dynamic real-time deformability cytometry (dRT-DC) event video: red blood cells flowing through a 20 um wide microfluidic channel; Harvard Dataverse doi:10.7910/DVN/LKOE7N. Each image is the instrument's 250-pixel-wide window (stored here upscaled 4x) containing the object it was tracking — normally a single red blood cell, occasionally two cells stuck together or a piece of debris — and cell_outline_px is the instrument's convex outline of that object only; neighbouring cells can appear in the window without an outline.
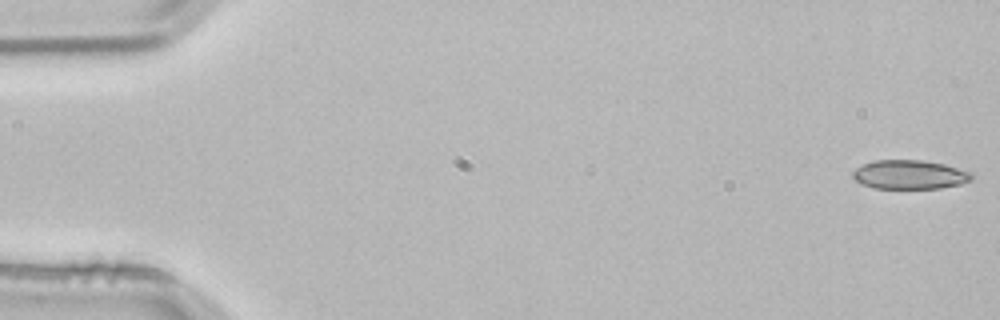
{"species": "common noctule bat (a hibernating species)", "species_latin": "Nyctalus noctula", "temperature_condition": "room temperature", "stored_images_in_passage": 4, "segment_of_instrument_passage": [2, 2], "camera_frame_rate_fps": 3000, "um_per_image_px": 0.085, "animal": {"sex": "male", "body_mass_g": 21.5, "forearm_length_mm": 52.0}, "frame": {"image": 1, "passage_image": 4, "time_ms": 1.0, "image_size_px": [1000, 320], "cell_outline_px": [[972, 180], [960, 184], [940, 188], [872, 188], [860, 184], [852, 176], [852, 172], [856, 168], [872, 160], [924, 160], [944, 164], [972, 172]], "centroid_in_image_um": [77.3, 14.84], "position_along_channel_um": 7.7, "area_um2": 20.17}}